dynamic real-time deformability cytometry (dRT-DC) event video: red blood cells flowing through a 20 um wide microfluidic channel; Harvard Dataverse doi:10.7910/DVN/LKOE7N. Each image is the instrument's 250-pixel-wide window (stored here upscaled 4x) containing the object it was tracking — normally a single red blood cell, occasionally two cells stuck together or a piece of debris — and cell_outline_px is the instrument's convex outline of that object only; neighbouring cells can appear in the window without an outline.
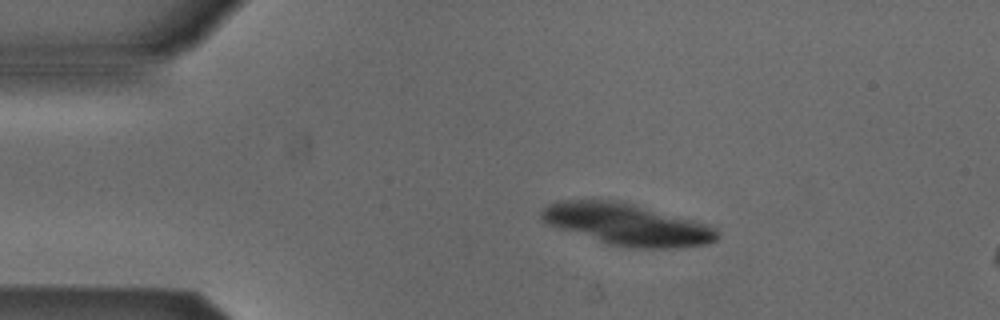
{"species": "Egyptian fruit bat (a non-hibernating species)", "species_latin": "Rousettus aegyptiacus", "temperature_condition": "cold", "stored_images_in_passage": 7, "camera_frame_rate_fps": 3000, "um_per_image_px": 0.085, "animal": {"sex": "male"}, "frame": {"image": 1, "passage_image": 1, "time_ms": 0.0, "image_size_px": [1000, 320], "cell_outline_px": [[720, 236], [716, 240], [708, 244], [680, 248], [628, 248], [608, 244], [556, 228], [540, 220], [540, 212], [548, 204], [556, 200], [612, 200], [632, 204], [712, 224], [720, 232]], "centroid_in_image_um": [53.33, 19.09], "position_along_channel_um": 31.7, "area_um2": 43.23}}